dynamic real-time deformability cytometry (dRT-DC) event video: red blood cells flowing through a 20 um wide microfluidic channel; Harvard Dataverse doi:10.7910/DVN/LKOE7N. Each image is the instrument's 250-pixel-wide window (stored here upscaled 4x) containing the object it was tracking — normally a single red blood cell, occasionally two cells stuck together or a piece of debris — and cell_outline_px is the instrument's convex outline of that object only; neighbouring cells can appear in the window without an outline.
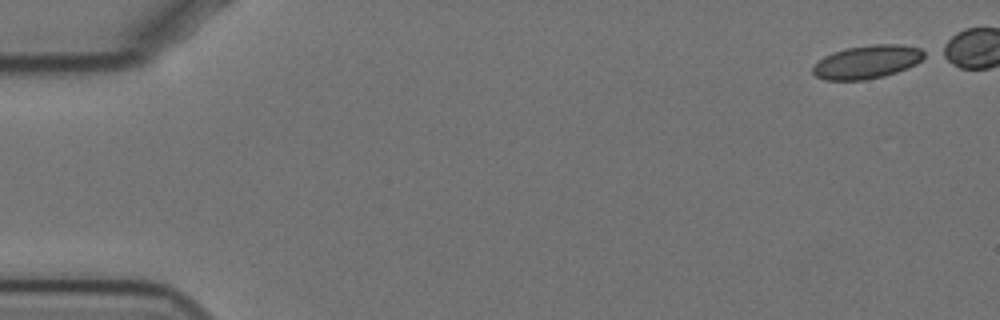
{"species": "Egyptian fruit bat (a non-hibernating species)", "species_latin": "Rousettus aegyptiacus", "temperature_condition": "cold", "stored_images_in_passage": 13, "camera_frame_rate_fps": 3000, "um_per_image_px": 0.085, "animal": {"sex": "female"}, "frame": {"image": 1, "passage_image": 1, "time_ms": 0.0, "image_size_px": [1000, 320], "cell_outline_px": [[928, 56], [916, 64], [908, 68], [884, 76], [864, 80], [824, 80], [816, 76], [812, 72], [812, 68], [824, 56], [832, 52], [844, 48], [872, 44], [900, 44], [920, 48], [928, 52]], "centroid_in_image_um": [73.75, 5.25], "position_along_channel_um": 11.2, "area_um2": 21.96}}